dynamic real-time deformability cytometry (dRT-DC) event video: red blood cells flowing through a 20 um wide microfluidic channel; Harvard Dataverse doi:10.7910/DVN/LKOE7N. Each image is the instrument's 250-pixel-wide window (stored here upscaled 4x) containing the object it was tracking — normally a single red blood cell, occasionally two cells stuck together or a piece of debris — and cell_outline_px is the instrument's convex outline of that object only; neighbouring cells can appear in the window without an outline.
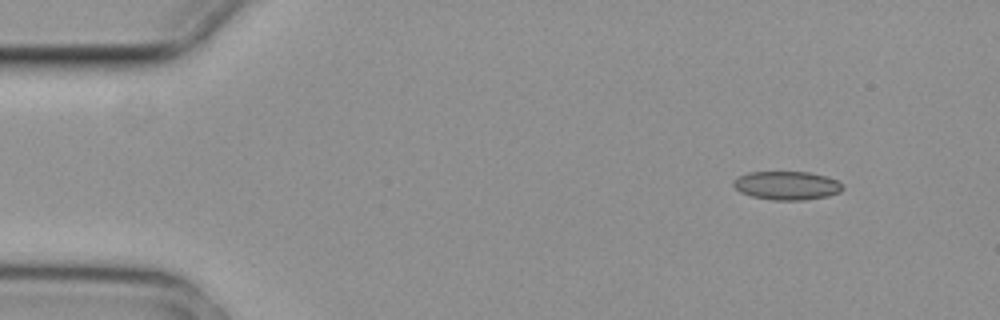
{"species": "common noctule bat (a hibernating species)", "species_latin": "Nyctalus noctula", "temperature_condition": "cold", "stored_images_in_passage": 4, "camera_frame_rate_fps": 3000, "um_per_image_px": 0.085, "animal": {"sex": "female", "body_mass_g": 29.2, "forearm_length_mm": 56.3}, "frame": {"image": 1, "passage_image": 1, "time_ms": 0.0, "image_size_px": [1000, 320], "cell_outline_px": [[844, 188], [840, 192], [828, 196], [804, 200], [772, 200], [752, 196], [740, 192], [732, 184], [732, 180], [748, 172], [808, 172], [824, 176], [836, 180]], "centroid_in_image_um": [66.86, 15.77], "position_along_channel_um": 18.1, "area_um2": 18.09}}